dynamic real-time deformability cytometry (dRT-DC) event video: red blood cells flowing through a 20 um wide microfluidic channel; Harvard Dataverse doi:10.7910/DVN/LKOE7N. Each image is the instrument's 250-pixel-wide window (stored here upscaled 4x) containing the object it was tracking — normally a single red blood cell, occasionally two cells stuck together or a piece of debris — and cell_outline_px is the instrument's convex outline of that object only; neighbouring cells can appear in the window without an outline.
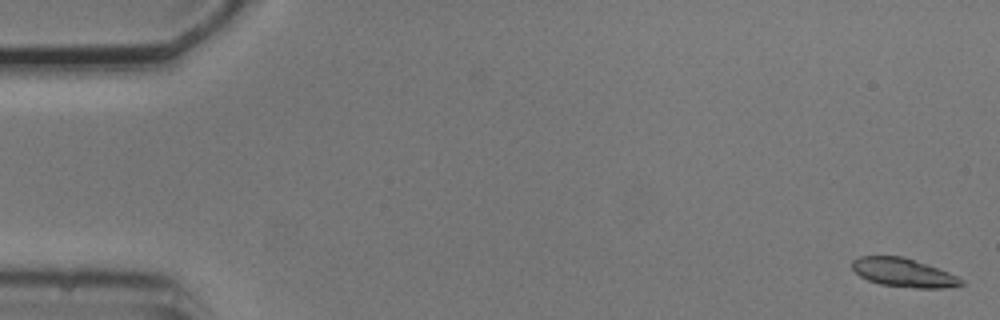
{"species": "common noctule bat (a hibernating species)", "species_latin": "Nyctalus noctula", "temperature_condition": "cold", "stored_images_in_passage": 7, "camera_frame_rate_fps": 3000, "um_per_image_px": 0.085, "animal": {"sex": "male", "body_mass_g": 20.5, "forearm_length_mm": 52.5}, "frame": {"image": 1, "passage_image": 1, "time_ms": 0.0, "image_size_px": [1000, 320], "cell_outline_px": [[964, 284], [944, 288], [916, 288], [880, 284], [868, 280], [860, 276], [852, 268], [852, 260], [860, 256], [904, 256], [948, 272], [964, 280]], "centroid_in_image_um": [76.78, 23.17], "position_along_channel_um": 8.2, "area_um2": 18.09}}
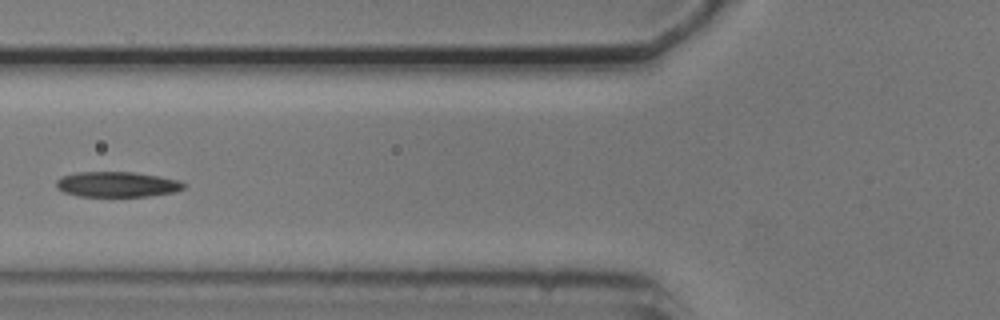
{"frame": {"image": 2, "passage_image": 6, "time_ms": 6.667, "image_size_px": [1000, 320], "cell_outline_px": [[188, 184], [184, 188], [176, 192], [148, 196], [80, 196], [64, 192], [56, 188], [56, 180], [60, 176], [76, 172], [132, 172], [156, 176], [176, 180]], "centroid_in_image_um": [9.92, 15.67], "position_along_channel_um": 115.9, "area_um2": 18.79}}
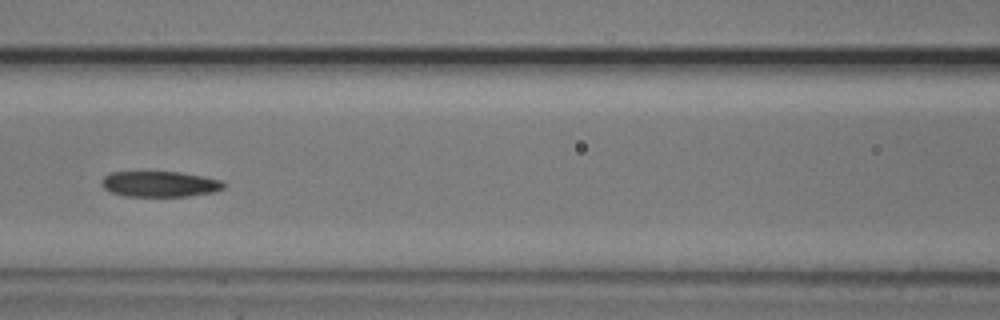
{"frame": {"image": 3, "passage_image": 7, "time_ms": 7.667, "image_size_px": [1000, 320], "cell_outline_px": [[224, 188], [212, 192], [184, 196], [124, 196], [108, 192], [100, 184], [100, 180], [104, 176], [112, 172], [180, 172], [204, 176], [220, 180], [224, 184]], "centroid_in_image_um": [13.51, 15.64], "position_along_channel_um": 153.1, "area_um2": 18.26}}